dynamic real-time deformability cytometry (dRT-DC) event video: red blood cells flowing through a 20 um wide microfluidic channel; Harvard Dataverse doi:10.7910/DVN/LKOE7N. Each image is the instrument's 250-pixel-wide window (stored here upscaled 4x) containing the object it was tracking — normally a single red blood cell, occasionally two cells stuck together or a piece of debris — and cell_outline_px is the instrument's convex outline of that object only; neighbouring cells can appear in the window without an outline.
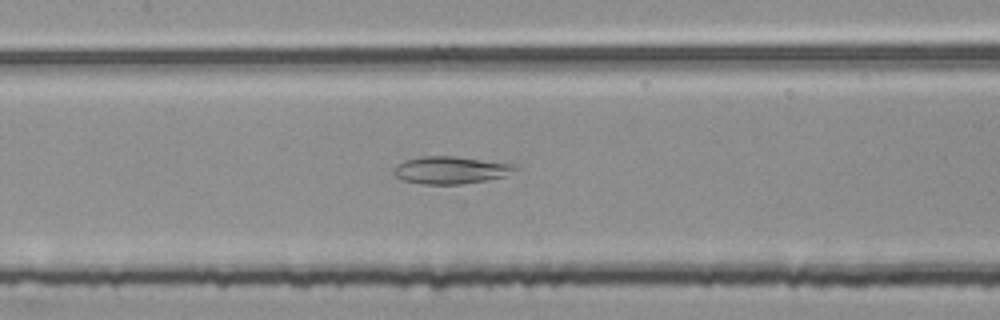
{"species": "common noctule bat (a hibernating species)", "species_latin": "Nyctalus noctula", "temperature_condition": "room temperature", "stored_images_in_passage": 55, "camera_frame_rate_fps": 3000, "um_per_image_px": 0.085, "animal": {"sex": "female", "body_mass_g": 25.1}, "frame": {"image": 1, "passage_image": 26, "time_ms": 8.333, "image_size_px": [1000, 320], "cell_outline_px": [[520, 168], [504, 176], [488, 180], [464, 184], [420, 184], [404, 180], [396, 176], [392, 172], [392, 168], [396, 164], [404, 160], [420, 156], [452, 156], [520, 164]], "centroid_in_image_um": [38.33, 14.45], "position_along_channel_um": 169.1, "area_um2": 19.77}}
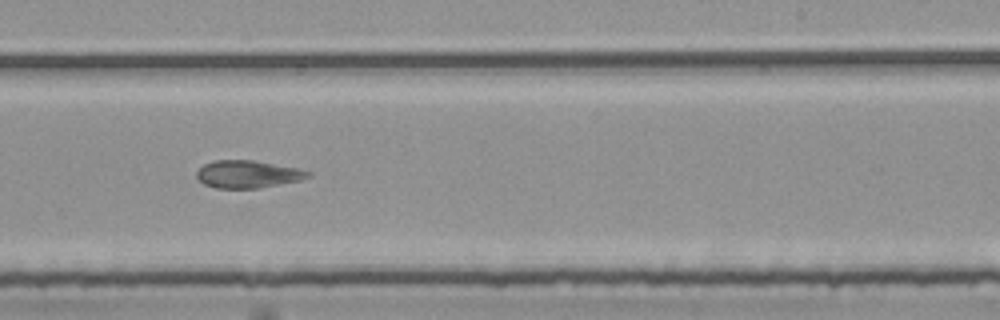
{"frame": {"image": 2, "passage_image": 34, "time_ms": 11.0, "image_size_px": [1000, 320], "cell_outline_px": [[312, 176], [300, 180], [260, 188], [216, 188], [204, 184], [196, 176], [196, 172], [204, 164], [212, 160], [252, 160], [296, 168], [312, 172]], "centroid_in_image_um": [21.05, 14.81], "position_along_channel_um": 267.9, "area_um2": 17.8}}
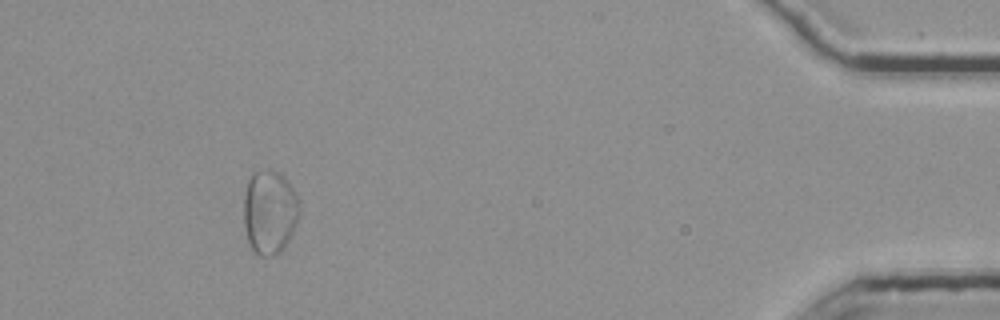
{"frame": {"image": 3, "passage_image": 51, "time_ms": 16.667, "image_size_px": [1000, 320], "cell_outline_px": [[300, 212], [296, 224], [288, 240], [280, 252], [272, 256], [260, 256], [252, 252], [248, 244], [244, 228], [244, 196], [248, 180], [256, 172], [280, 172], [288, 180], [296, 192], [300, 200]], "centroid_in_image_um": [22.92, 18.06], "position_along_channel_um": 412.3, "area_um2": 27.46}, "authors_computed_cell_mechanics": {"area_um2": 25.432, "velocity_mm_per_s": 3.7306, "shape_relaxation_time_tau1_ms": null, "shape_relaxation_time_tau2_ms": 5.8077, "deformation_change_tau1": null, "deformation_change_tau2": 0.1431}}